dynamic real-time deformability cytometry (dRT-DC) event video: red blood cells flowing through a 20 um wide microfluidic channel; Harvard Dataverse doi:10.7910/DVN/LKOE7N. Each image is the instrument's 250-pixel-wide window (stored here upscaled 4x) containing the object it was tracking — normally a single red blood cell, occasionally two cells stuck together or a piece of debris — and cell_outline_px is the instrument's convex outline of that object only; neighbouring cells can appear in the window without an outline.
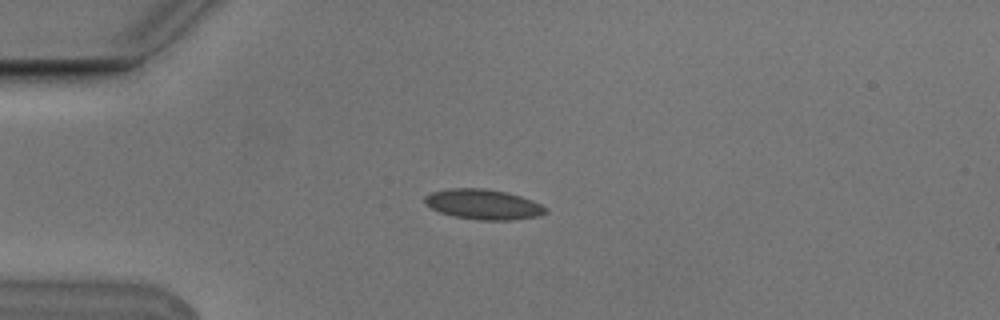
{"species": "Egyptian fruit bat (a non-hibernating species)", "species_latin": "Rousettus aegyptiacus", "temperature_condition": "cold", "stored_images_in_passage": 3, "camera_frame_rate_fps": 3000, "um_per_image_px": 0.085, "animal": {"sex": "male"}, "frame": {"image": 1, "passage_image": 1, "time_ms": 0.0, "image_size_px": [1000, 320], "cell_outline_px": [[548, 212], [540, 216], [512, 220], [476, 220], [452, 216], [440, 212], [424, 204], [424, 196], [432, 192], [448, 188], [484, 188], [508, 192], [532, 200], [548, 208]], "centroid_in_image_um": [41.09, 17.37], "position_along_channel_um": 43.9, "area_um2": 21.5}}